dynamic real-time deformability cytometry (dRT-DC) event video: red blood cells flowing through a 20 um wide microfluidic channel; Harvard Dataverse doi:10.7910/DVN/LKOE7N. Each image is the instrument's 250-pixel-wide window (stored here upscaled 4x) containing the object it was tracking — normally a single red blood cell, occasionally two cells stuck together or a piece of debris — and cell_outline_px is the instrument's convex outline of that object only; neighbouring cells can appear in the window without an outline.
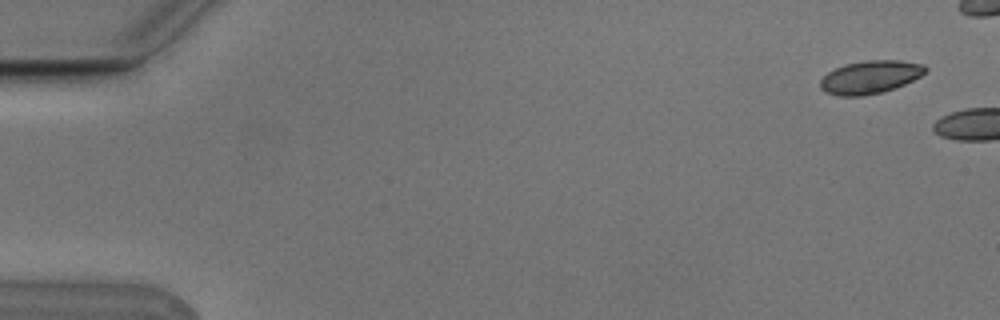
{"species": "Egyptian fruit bat (a non-hibernating species)", "species_latin": "Rousettus aegyptiacus", "temperature_condition": "cold", "stored_images_in_passage": 4, "camera_frame_rate_fps": 3000, "um_per_image_px": 0.085, "animal": {"sex": "male"}, "frame": {"image": 1, "passage_image": 1, "time_ms": 0.0, "image_size_px": [1000, 320], "cell_outline_px": [[928, 68], [920, 76], [896, 88], [880, 92], [860, 96], [840, 96], [828, 92], [820, 88], [820, 80], [828, 72], [844, 64], [864, 60], [900, 60], [924, 64]], "centroid_in_image_um": [73.97, 6.54], "position_along_channel_um": 11.0, "area_um2": 20.11}}